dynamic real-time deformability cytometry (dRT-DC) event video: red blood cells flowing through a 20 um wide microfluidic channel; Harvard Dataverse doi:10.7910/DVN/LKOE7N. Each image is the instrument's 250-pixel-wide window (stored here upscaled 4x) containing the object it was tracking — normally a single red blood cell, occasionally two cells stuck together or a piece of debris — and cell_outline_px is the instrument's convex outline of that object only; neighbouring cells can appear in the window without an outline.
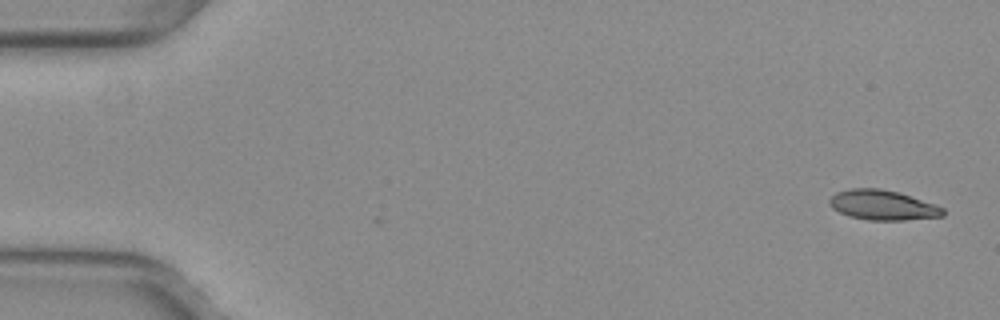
{"species": "common noctule bat (a hibernating species)", "species_latin": "Nyctalus noctula", "temperature_condition": "warm", "stored_images_in_passage": 50, "camera_frame_rate_fps": 3000, "um_per_image_px": 0.085, "animal": {"sex": "female", "body_mass_g": 29.2, "forearm_length_mm": 56.3}, "frame": {"image": 1, "passage_image": 1, "time_ms": 0.0, "image_size_px": [1000, 320], "cell_outline_px": [[944, 216], [904, 220], [868, 220], [848, 216], [832, 208], [828, 204], [828, 200], [836, 192], [852, 188], [880, 188], [900, 192], [936, 204], [944, 208]], "centroid_in_image_um": [75.03, 17.43], "position_along_channel_um": 10.0, "area_um2": 20.0}}
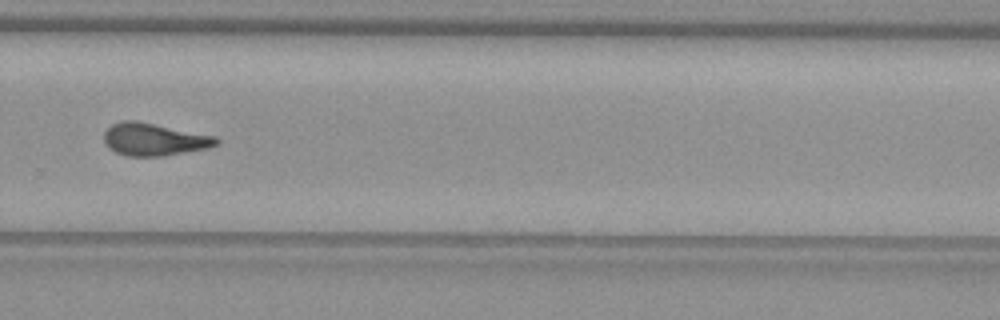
{"frame": {"image": 2, "passage_image": 35, "time_ms": 11.333, "image_size_px": [1000, 320], "cell_outline_px": [[220, 144], [208, 148], [164, 156], [124, 156], [108, 148], [104, 144], [104, 132], [112, 124], [120, 120], [136, 120], [216, 136], [220, 140]], "centroid_in_image_um": [13.09, 11.85], "position_along_channel_um": 316.7, "area_um2": 21.56}}
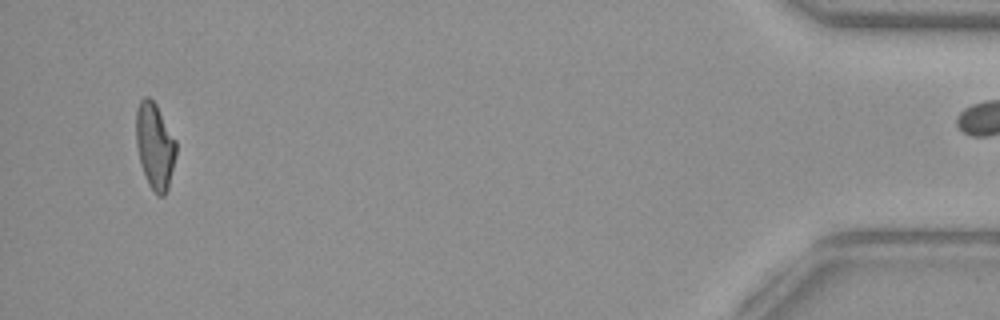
{"frame": {"image": 3, "passage_image": 49, "time_ms": 16.0, "image_size_px": [1000, 320], "cell_outline_px": [[176, 156], [168, 188], [164, 196], [160, 196], [148, 184], [140, 164], [136, 144], [136, 112], [140, 100], [144, 96], [148, 96], [156, 104], [176, 140]], "centroid_in_image_um": [13.16, 12.39], "position_along_channel_um": 422.0, "area_um2": 20.06}}